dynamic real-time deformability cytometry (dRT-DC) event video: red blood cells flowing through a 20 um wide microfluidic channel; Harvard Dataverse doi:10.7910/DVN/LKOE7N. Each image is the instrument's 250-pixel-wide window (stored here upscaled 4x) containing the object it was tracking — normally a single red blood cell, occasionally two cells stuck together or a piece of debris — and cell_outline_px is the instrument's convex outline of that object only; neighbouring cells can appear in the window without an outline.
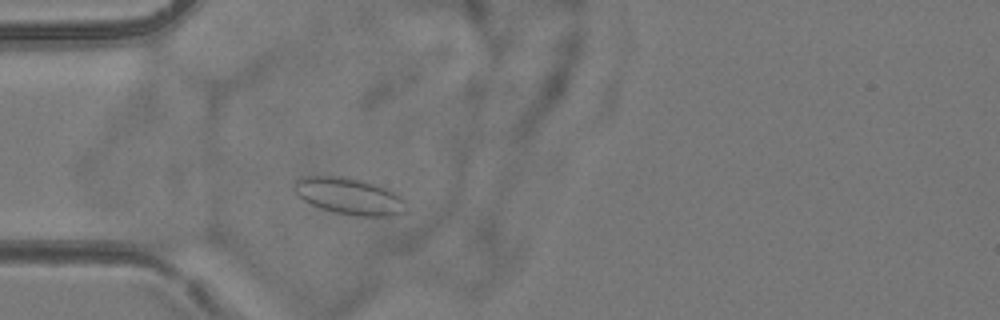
{"species": "common noctule bat (a hibernating species)", "species_latin": "Nyctalus noctula", "temperature_condition": "room temperature", "stored_images_in_passage": 4, "camera_frame_rate_fps": 3000, "um_per_image_px": 0.085, "animal": {"sex": "female", "body_mass_g": 24.6, "forearm_length_mm": 56.2}, "frame": {"image": 1, "passage_image": 4, "time_ms": 3.333, "image_size_px": [1000, 320], "cell_outline_px": [[408, 212], [392, 216], [356, 216], [332, 212], [320, 208], [304, 200], [292, 188], [292, 180], [300, 176], [348, 176], [376, 184], [388, 188], [396, 192], [404, 200]], "centroid_in_image_um": [29.69, 16.66], "position_along_channel_um": 55.3, "area_um2": 24.51}}